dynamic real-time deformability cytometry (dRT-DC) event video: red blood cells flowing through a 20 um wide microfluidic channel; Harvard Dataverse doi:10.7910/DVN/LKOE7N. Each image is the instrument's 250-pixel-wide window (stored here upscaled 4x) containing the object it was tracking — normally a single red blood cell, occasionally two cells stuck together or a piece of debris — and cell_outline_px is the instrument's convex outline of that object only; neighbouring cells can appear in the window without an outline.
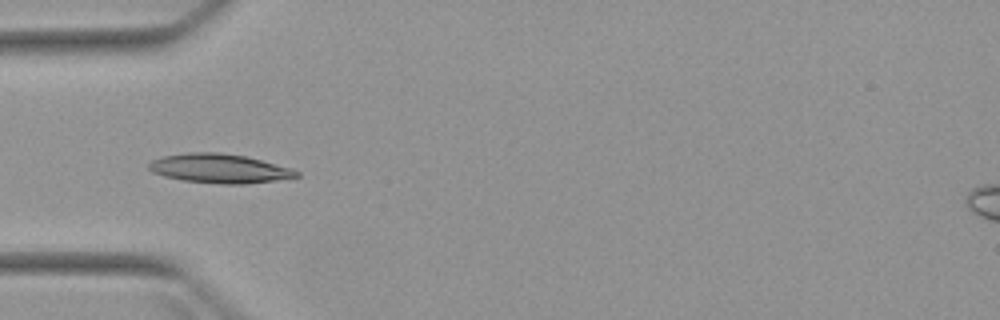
{"species": "Egyptian fruit bat (a non-hibernating species)", "species_latin": "Rousettus aegyptiacus", "temperature_condition": "warm", "stored_images_in_passage": 7, "camera_frame_rate_fps": 3000, "um_per_image_px": 0.085, "animal": {"sex": "female"}, "frame": {"image": 1, "passage_image": 5, "time_ms": 4.667, "image_size_px": [1000, 320], "cell_outline_px": [[300, 176], [276, 180], [244, 184], [220, 184], [184, 180], [164, 176], [152, 172], [148, 168], [148, 164], [152, 160], [160, 156], [188, 152], [220, 152], [244, 156], [292, 168], [300, 172]], "centroid_in_image_um": [18.63, 14.31], "position_along_channel_um": 66.4, "area_um2": 25.09}}
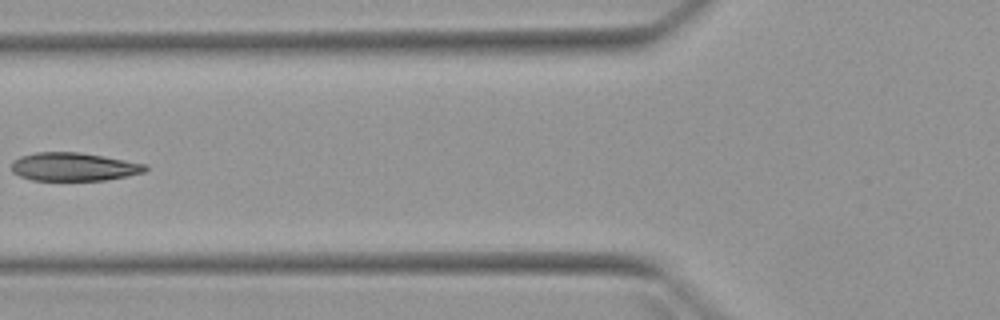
{"frame": {"image": 2, "passage_image": 6, "time_ms": 6.0, "image_size_px": [1000, 320], "cell_outline_px": [[148, 168], [144, 172], [104, 180], [32, 180], [20, 176], [12, 172], [12, 160], [20, 156], [36, 152], [80, 152], [104, 156], [148, 164]], "centroid_in_image_um": [6.25, 14.16], "position_along_channel_um": 119.5, "area_um2": 22.08}}
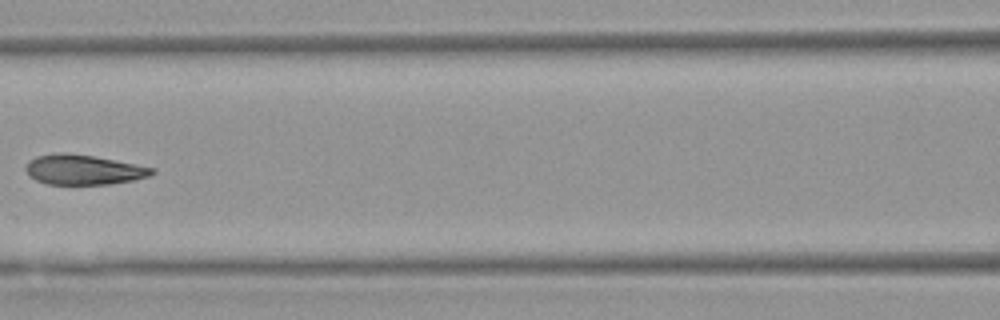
{"frame": {"image": 3, "passage_image": 7, "time_ms": 7.0, "image_size_px": [1000, 320], "cell_outline_px": [[156, 172], [148, 176], [132, 180], [112, 184], [48, 184], [36, 180], [28, 176], [24, 168], [28, 160], [36, 156], [60, 152], [68, 152], [96, 156], [156, 168]], "centroid_in_image_um": [7.07, 14.41], "position_along_channel_um": 159.5, "area_um2": 22.31}}